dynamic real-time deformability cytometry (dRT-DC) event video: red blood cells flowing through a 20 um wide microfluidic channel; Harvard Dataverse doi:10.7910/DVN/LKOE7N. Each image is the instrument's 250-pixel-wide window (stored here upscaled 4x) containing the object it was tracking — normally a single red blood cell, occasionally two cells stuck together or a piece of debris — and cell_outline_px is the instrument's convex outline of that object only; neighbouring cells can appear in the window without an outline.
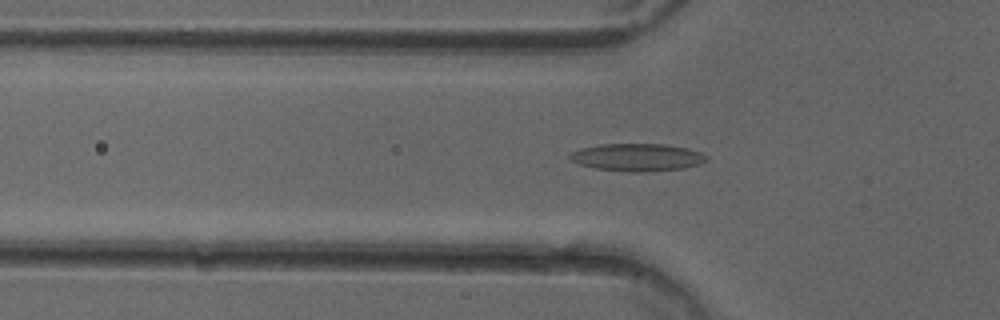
{"species": "common noctule bat (a hibernating species)", "species_latin": "Nyctalus noctula", "temperature_condition": "cold", "stored_images_in_passage": 28, "camera_frame_rate_fps": 3000, "um_per_image_px": 0.085, "animal": {"sex": "female"}, "frame": {"image": 1, "passage_image": 4, "time_ms": 1.0, "image_size_px": [1000, 320], "cell_outline_px": [[708, 160], [700, 164], [684, 168], [640, 172], [628, 172], [596, 168], [580, 164], [572, 160], [568, 156], [572, 152], [580, 148], [600, 144], [664, 144], [688, 148], [700, 152], [708, 156]], "centroid_in_image_um": [54.19, 13.36], "position_along_channel_um": 71.6, "area_um2": 21.91}}
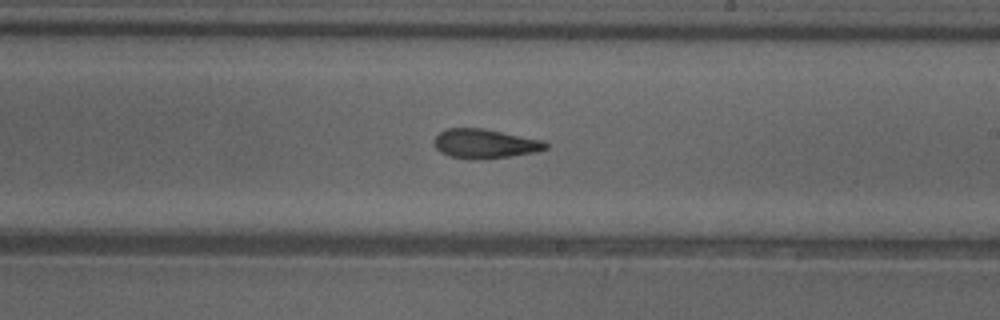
{"frame": {"image": 2, "passage_image": 17, "time_ms": 5.333, "image_size_px": [1000, 320], "cell_outline_px": [[548, 148], [536, 152], [512, 156], [484, 160], [472, 160], [448, 156], [440, 152], [436, 148], [436, 136], [440, 132], [448, 128], [484, 128], [544, 140], [548, 144]], "centroid_in_image_um": [41.26, 12.23], "position_along_channel_um": 247.7, "area_um2": 19.31}}
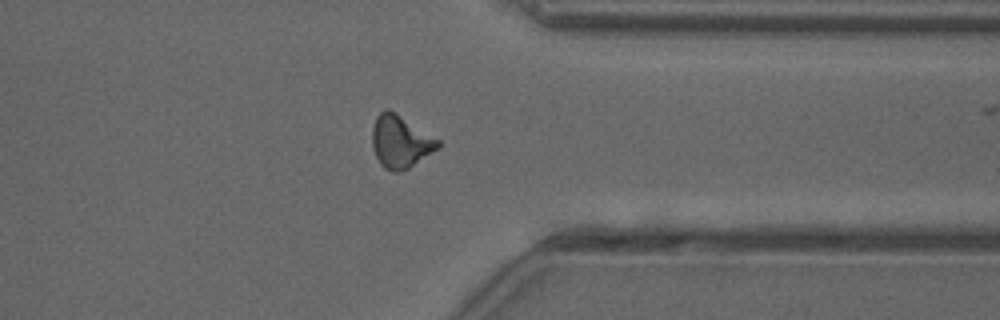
{"frame": {"image": 3, "passage_image": 27, "time_ms": 8.667, "image_size_px": [1000, 320], "cell_outline_px": [[440, 148], [408, 168], [400, 172], [392, 172], [384, 168], [380, 164], [372, 148], [372, 128], [376, 116], [384, 108], [388, 108], [396, 112], [440, 140]], "centroid_in_image_um": [34.03, 12.03], "position_along_channel_um": 377.4, "area_um2": 20.4}}